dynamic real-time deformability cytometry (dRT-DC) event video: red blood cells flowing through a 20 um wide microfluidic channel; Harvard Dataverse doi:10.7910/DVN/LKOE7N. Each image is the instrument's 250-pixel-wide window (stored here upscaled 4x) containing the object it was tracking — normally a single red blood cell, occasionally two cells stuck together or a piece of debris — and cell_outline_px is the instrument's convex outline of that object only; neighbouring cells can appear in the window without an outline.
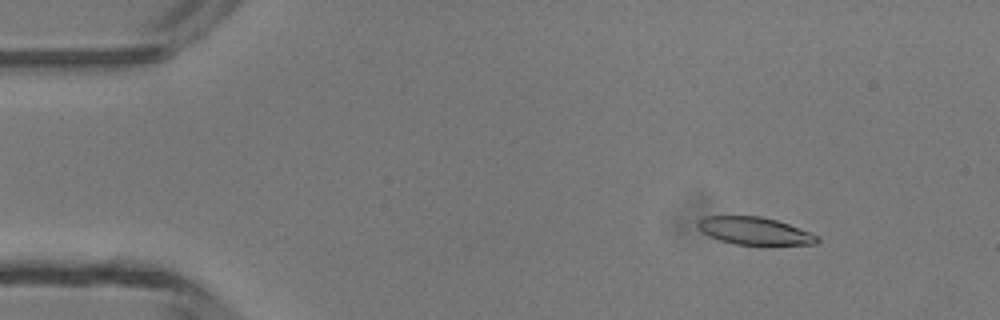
{"species": "common noctule bat (a hibernating species)", "species_latin": "Nyctalus noctula", "temperature_condition": "room temperature", "stored_images_in_passage": 47, "camera_frame_rate_fps": 3000, "um_per_image_px": 0.085, "animal": {"sex": "male", "body_mass_g": 13.3}, "frame": {"image": 1, "passage_image": 6, "time_ms": 1.667, "image_size_px": [1000, 320], "cell_outline_px": [[820, 240], [816, 244], [768, 248], [764, 248], [736, 244], [720, 240], [708, 236], [696, 224], [696, 220], [704, 216], [760, 216], [776, 220], [788, 224], [820, 236]], "centroid_in_image_um": [64.21, 19.69], "position_along_channel_um": 20.8, "area_um2": 20.17}}
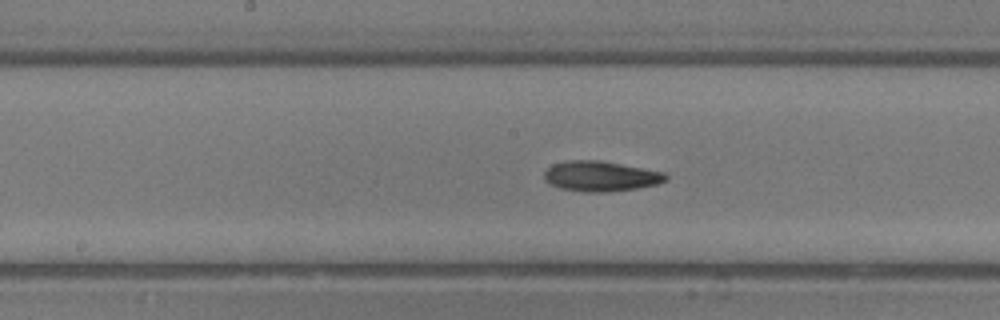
{"frame": {"image": 2, "passage_image": 24, "time_ms": 7.667, "image_size_px": [1000, 320], "cell_outline_px": [[668, 180], [656, 184], [636, 188], [608, 192], [584, 192], [560, 188], [544, 180], [544, 172], [552, 164], [568, 160], [600, 160], [664, 172], [668, 176]], "centroid_in_image_um": [51.05, 14.97], "position_along_channel_um": 197.2, "area_um2": 21.39}}
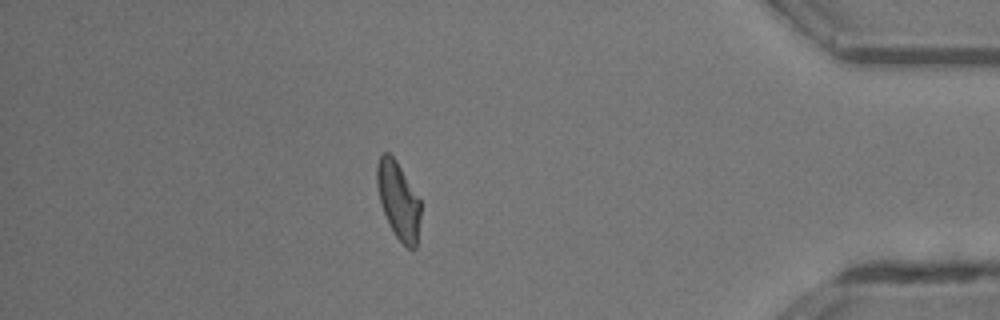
{"frame": {"image": 3, "passage_image": 41, "time_ms": 13.333, "image_size_px": [1000, 320], "cell_outline_px": [[420, 216], [416, 248], [408, 248], [396, 236], [380, 204], [376, 184], [376, 164], [380, 156], [384, 152], [388, 152], [396, 160], [420, 200]], "centroid_in_image_um": [33.84, 17.0], "position_along_channel_um": 401.4, "area_um2": 19.36}, "authors_computed_cell_mechanics": {"area_um2": 20.3456, "velocity_mm_per_s": 4.3856, "shape_relaxation_time_tau1_ms": 4.071, "shape_relaxation_time_tau2_ms": 5.7449, "deformation_change_tau1": 0.1389, "deformation_change_tau2": 0.1443}}